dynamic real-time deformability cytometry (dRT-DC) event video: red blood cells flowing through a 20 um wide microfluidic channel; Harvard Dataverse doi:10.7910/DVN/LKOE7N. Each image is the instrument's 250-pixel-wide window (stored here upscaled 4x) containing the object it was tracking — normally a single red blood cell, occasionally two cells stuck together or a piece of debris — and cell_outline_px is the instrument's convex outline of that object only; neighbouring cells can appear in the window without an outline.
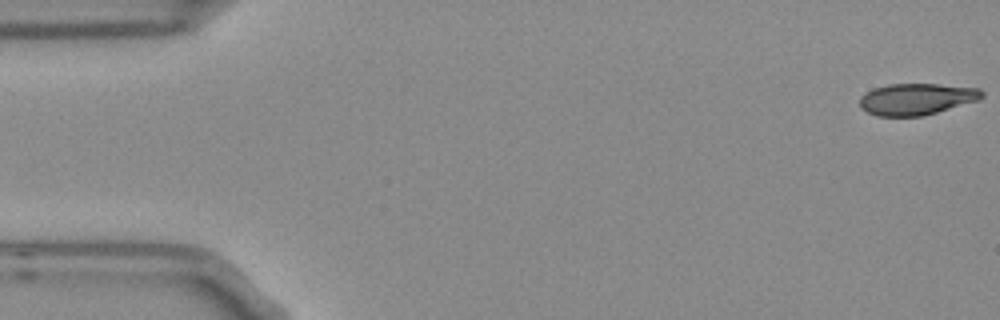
{"species": "Egyptian fruit bat (a non-hibernating species)", "species_latin": "Rousettus aegyptiacus", "temperature_condition": "room temperature", "stored_images_in_passage": 5, "camera_frame_rate_fps": 3000, "um_per_image_px": 0.085, "frame": {"image": 1, "passage_image": 1, "time_ms": 0.0, "image_size_px": [1000, 320], "cell_outline_px": [[984, 96], [980, 100], [924, 116], [876, 116], [860, 108], [860, 96], [872, 88], [888, 84], [936, 84], [980, 88], [984, 92]], "centroid_in_image_um": [77.92, 8.42], "position_along_channel_um": 7.1, "area_um2": 22.72}}